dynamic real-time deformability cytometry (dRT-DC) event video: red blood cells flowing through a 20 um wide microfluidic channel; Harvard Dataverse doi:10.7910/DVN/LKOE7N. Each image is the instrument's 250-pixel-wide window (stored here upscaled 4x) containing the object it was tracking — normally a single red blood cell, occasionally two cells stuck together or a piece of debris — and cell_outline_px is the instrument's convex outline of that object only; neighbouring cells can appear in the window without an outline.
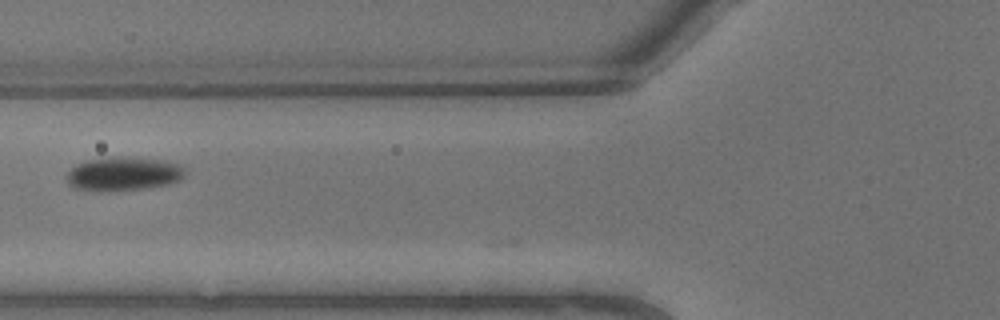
{"species": "common noctule bat (a hibernating species)", "species_latin": "Nyctalus noctula", "temperature_condition": "warm", "stored_images_in_passage": 5, "camera_frame_rate_fps": 3000, "um_per_image_px": 0.085, "animal": {"sex": "male", "body_mass_g": 13.3}, "frame": {"image": 1, "passage_image": 3, "time_ms": 0.667, "image_size_px": [1000, 320], "cell_outline_px": [[184, 176], [180, 180], [168, 184], [148, 188], [108, 192], [100, 192], [72, 188], [68, 184], [64, 176], [76, 164], [84, 160], [120, 156], [164, 160], [180, 164], [184, 168]], "centroid_in_image_um": [10.44, 14.79], "position_along_channel_um": 115.4, "area_um2": 23.87}}